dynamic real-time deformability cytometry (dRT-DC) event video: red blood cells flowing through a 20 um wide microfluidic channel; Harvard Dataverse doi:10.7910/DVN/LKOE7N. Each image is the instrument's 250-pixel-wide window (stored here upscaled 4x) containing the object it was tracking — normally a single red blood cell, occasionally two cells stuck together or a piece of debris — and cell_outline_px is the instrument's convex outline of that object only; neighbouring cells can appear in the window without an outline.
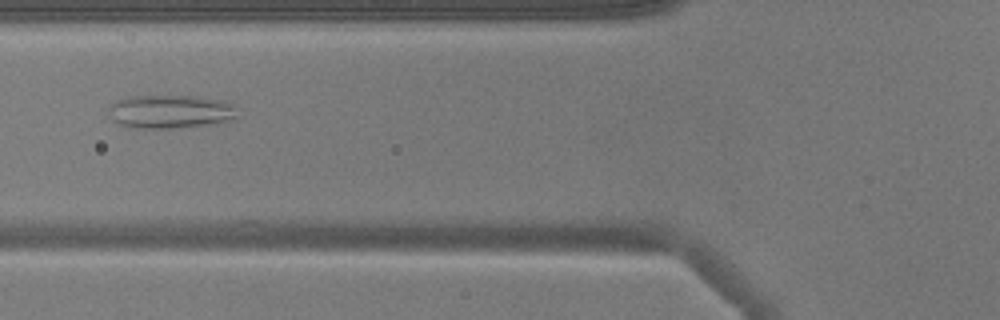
{"species": "common noctule bat (a hibernating species)", "species_latin": "Nyctalus noctula", "temperature_condition": "warm", "stored_images_in_passage": 38, "camera_frame_rate_fps": 3000, "um_per_image_px": 0.085, "animal": {"sex": "male", "body_mass_g": 17.9}, "frame": {"image": 1, "passage_image": 6, "time_ms": 1.667, "image_size_px": [1000, 320], "cell_outline_px": [[240, 116], [216, 124], [168, 128], [136, 128], [116, 124], [112, 120], [108, 108], [116, 100], [132, 96], [196, 96], [224, 100], [240, 108]], "centroid_in_image_um": [14.54, 9.48], "position_along_channel_um": 111.3, "area_um2": 25.55}}
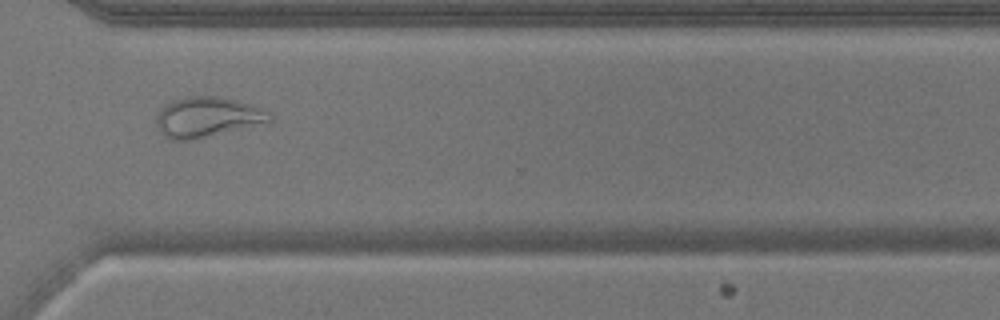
{"frame": {"image": 2, "passage_image": 25, "time_ms": 8.0, "image_size_px": [1000, 320], "cell_outline_px": [[272, 120], [268, 124], [196, 140], [168, 140], [160, 132], [156, 124], [156, 116], [172, 100], [184, 96], [216, 96], [248, 104], [268, 112], [272, 116]], "centroid_in_image_um": [17.64, 10.0], "position_along_channel_um": 353.0, "area_um2": 26.88}}
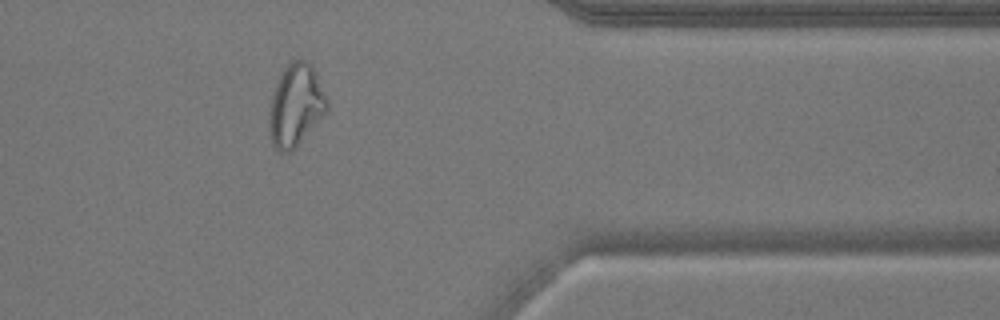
{"frame": {"image": 3, "passage_image": 29, "time_ms": 9.333, "image_size_px": [1000, 320], "cell_outline_px": [[328, 112], [292, 152], [280, 152], [272, 144], [268, 128], [268, 120], [272, 96], [280, 72], [292, 60], [304, 60], [312, 64], [316, 72], [328, 100]], "centroid_in_image_um": [25.15, 8.97], "position_along_channel_um": 386.2, "area_um2": 28.09}}